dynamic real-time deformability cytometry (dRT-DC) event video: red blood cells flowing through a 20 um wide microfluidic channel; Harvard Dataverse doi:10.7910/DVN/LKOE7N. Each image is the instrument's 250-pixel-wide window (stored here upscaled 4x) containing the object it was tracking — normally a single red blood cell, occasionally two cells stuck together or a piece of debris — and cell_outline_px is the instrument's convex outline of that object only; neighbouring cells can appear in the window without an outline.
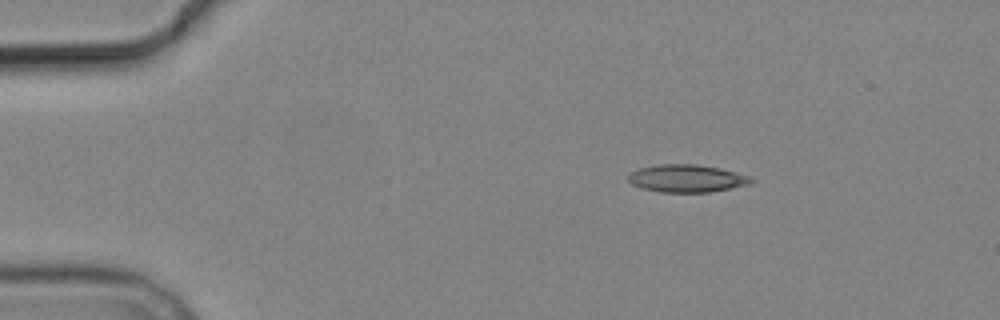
{"species": "common noctule bat (a hibernating species)", "species_latin": "Nyctalus noctula", "temperature_condition": "cold", "stored_images_in_passage": 2, "camera_frame_rate_fps": 3000, "um_per_image_px": 0.085, "animal": {"sex": "male", "body_mass_g": 19.2, "forearm_length_mm": 51.8}, "frame": {"image": 1, "passage_image": 1, "time_ms": 0.0, "image_size_px": [1000, 320], "cell_outline_px": [[756, 180], [748, 184], [708, 192], [660, 192], [644, 188], [632, 184], [628, 180], [628, 172], [640, 168], [660, 164], [696, 164], [720, 168], [752, 176]], "centroid_in_image_um": [58.38, 15.15], "position_along_channel_um": 26.6, "area_um2": 19.71}}